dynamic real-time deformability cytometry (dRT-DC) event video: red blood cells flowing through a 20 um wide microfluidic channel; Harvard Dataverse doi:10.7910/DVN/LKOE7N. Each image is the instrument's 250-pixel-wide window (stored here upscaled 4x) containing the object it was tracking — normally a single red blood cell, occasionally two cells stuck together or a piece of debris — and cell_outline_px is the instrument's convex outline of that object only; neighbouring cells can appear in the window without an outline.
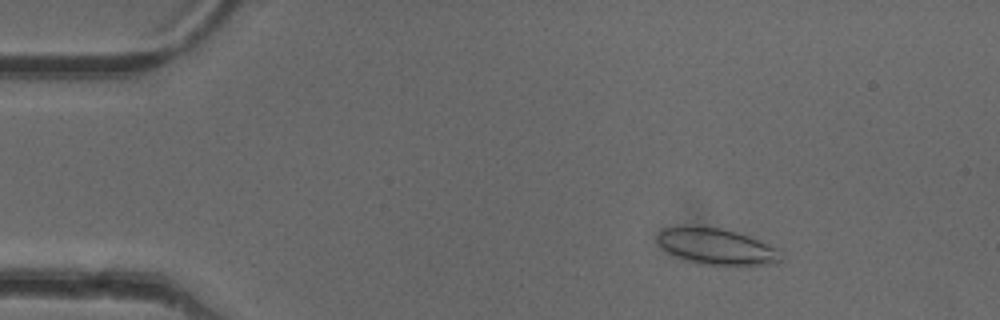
{"species": "common noctule bat (a hibernating species)", "species_latin": "Nyctalus noctula", "temperature_condition": "cold", "stored_images_in_passage": 52, "camera_frame_rate_fps": 3000, "um_per_image_px": 0.085, "animal": {"sex": "female"}, "frame": {"image": 1, "passage_image": 8, "time_ms": 2.333, "image_size_px": [1000, 320], "cell_outline_px": [[784, 260], [776, 264], [700, 264], [676, 256], [668, 252], [660, 244], [656, 236], [664, 228], [676, 224], [684, 224], [720, 228], [736, 232], [748, 236], [776, 248]], "centroid_in_image_um": [60.86, 20.91], "position_along_channel_um": 24.1, "area_um2": 25.89}}
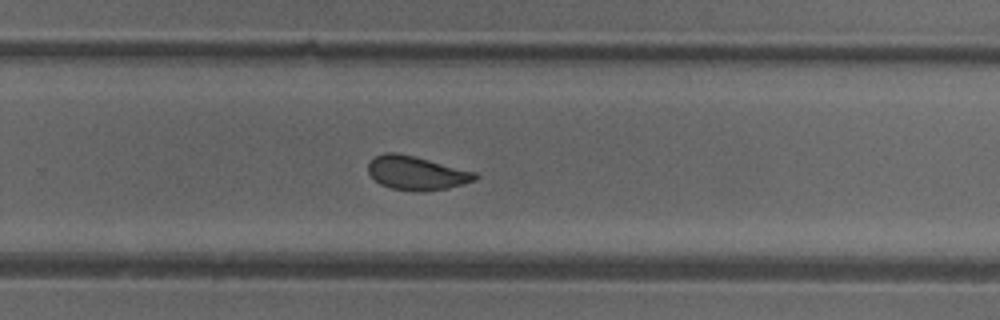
{"frame": {"image": 2, "passage_image": 34, "time_ms": 11.0, "image_size_px": [1000, 320], "cell_outline_px": [[480, 176], [476, 180], [464, 184], [448, 188], [416, 192], [412, 192], [392, 188], [380, 184], [368, 172], [368, 164], [376, 156], [384, 152], [396, 152], [416, 156], [476, 172]], "centroid_in_image_um": [35.43, 14.7], "position_along_channel_um": 294.4, "area_um2": 21.21}}
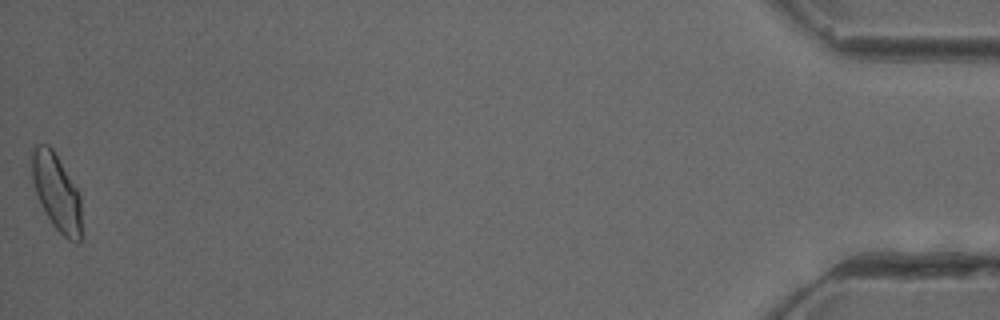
{"frame": {"image": 3, "passage_image": 52, "time_ms": 17.0, "image_size_px": [1000, 320], "cell_outline_px": [[80, 244], [76, 244], [68, 240], [52, 224], [40, 204], [36, 196], [32, 180], [32, 152], [36, 144], [48, 144], [52, 148], [80, 192]], "centroid_in_image_um": [4.8, 16.34], "position_along_channel_um": 430.4, "area_um2": 22.25}, "authors_computed_cell_mechanics": {"area_um2": 21.675, "velocity_mm_per_s": 3.9687, "shape_relaxation_time_tau1_ms": 4.2602, "shape_relaxation_time_tau2_ms": 1.1699, "deformation_change_tau1": 0.1071, "deformation_change_tau2": 0.0458}}